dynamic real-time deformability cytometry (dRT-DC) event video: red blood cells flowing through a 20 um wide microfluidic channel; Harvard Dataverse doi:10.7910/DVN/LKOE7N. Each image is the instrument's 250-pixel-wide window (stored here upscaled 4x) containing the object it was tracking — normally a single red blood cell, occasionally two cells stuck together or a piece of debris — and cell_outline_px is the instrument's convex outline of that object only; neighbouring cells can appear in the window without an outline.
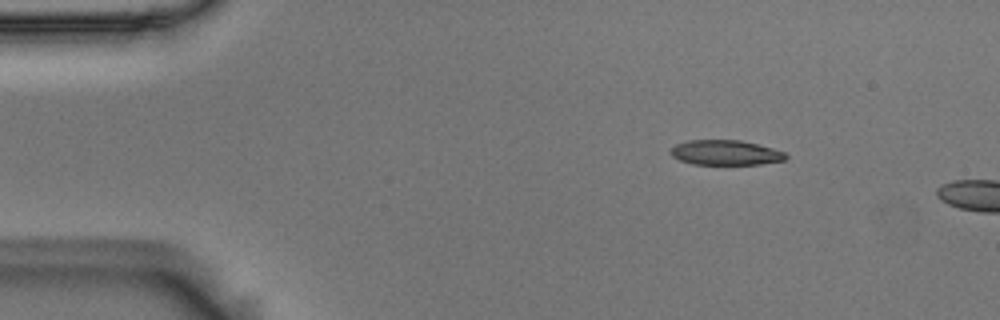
{"species": "Egyptian fruit bat (a non-hibernating species)", "species_latin": "Rousettus aegyptiacus", "temperature_condition": "room temperature", "stored_images_in_passage": 4, "camera_frame_rate_fps": 3000, "um_per_image_px": 0.085, "animal": {"sex": "male"}, "frame": {"image": 1, "passage_image": 1, "time_ms": 0.0, "image_size_px": [1000, 320], "cell_outline_px": [[788, 156], [784, 160], [760, 164], [692, 164], [680, 160], [672, 156], [668, 152], [676, 144], [688, 140], [740, 140], [772, 148], [784, 152]], "centroid_in_image_um": [61.64, 12.97], "position_along_channel_um": 23.4, "area_um2": 16.65}}